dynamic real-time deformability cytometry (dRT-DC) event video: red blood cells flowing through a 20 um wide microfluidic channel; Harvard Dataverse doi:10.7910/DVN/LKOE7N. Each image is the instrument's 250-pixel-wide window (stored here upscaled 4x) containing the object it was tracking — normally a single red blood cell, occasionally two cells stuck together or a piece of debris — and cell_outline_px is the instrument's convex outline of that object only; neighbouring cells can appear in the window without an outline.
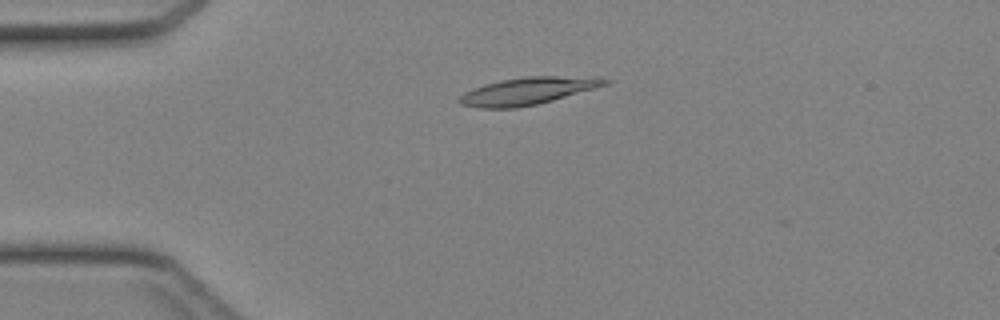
{"species": "Egyptian fruit bat (a non-hibernating species)", "species_latin": "Rousettus aegyptiacus", "temperature_condition": "cold", "stored_images_in_passage": 45, "camera_frame_rate_fps": 3000, "um_per_image_px": 0.085, "animal": {"sex": "female"}, "frame": {"image": 1, "passage_image": 11, "time_ms": 3.333, "image_size_px": [1000, 320], "cell_outline_px": [[612, 80], [608, 84], [596, 88], [552, 100], [536, 104], [516, 108], [480, 108], [460, 104], [456, 100], [464, 92], [472, 88], [484, 84], [500, 80], [528, 76], [600, 76]], "centroid_in_image_um": [44.89, 7.72], "position_along_channel_um": 40.1, "area_um2": 23.41}}
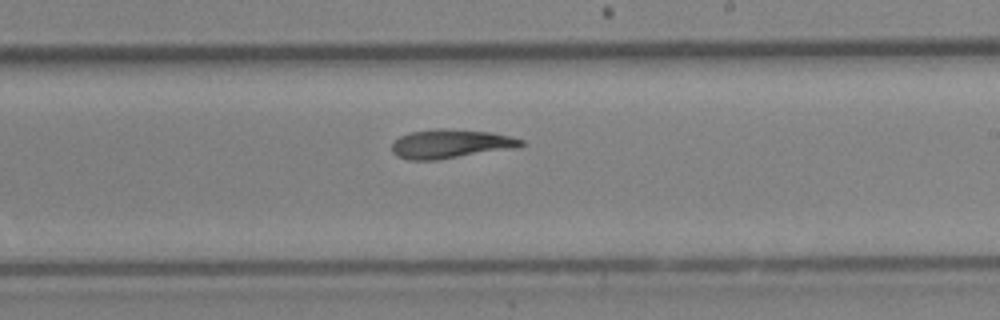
{"frame": {"image": 2, "passage_image": 27, "time_ms": 8.667, "image_size_px": [1000, 320], "cell_outline_px": [[524, 144], [520, 148], [436, 160], [408, 160], [396, 156], [392, 152], [392, 144], [400, 136], [412, 132], [436, 128], [444, 128], [492, 132], [524, 140]], "centroid_in_image_um": [38.33, 12.23], "position_along_channel_um": 250.7, "area_um2": 22.02}}
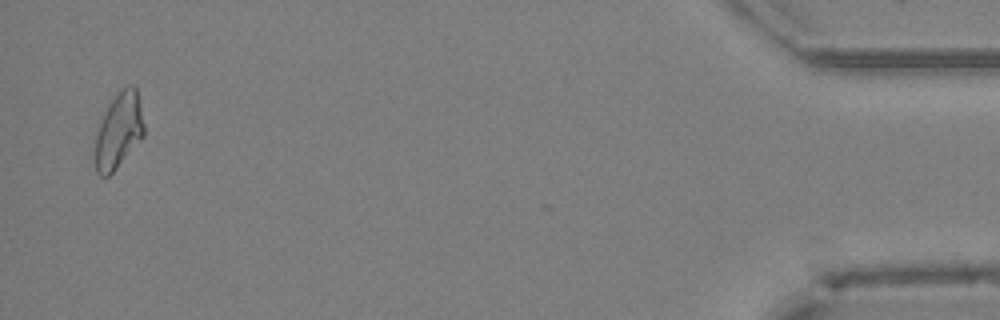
{"frame": {"image": 3, "passage_image": 44, "time_ms": 14.333, "image_size_px": [1000, 320], "cell_outline_px": [[144, 136], [116, 168], [108, 176], [100, 176], [96, 172], [96, 136], [100, 120], [112, 100], [128, 84], [132, 84], [136, 88], [140, 104], [144, 124]], "centroid_in_image_um": [10.11, 11.11], "position_along_channel_um": 425.1, "area_um2": 21.04}}